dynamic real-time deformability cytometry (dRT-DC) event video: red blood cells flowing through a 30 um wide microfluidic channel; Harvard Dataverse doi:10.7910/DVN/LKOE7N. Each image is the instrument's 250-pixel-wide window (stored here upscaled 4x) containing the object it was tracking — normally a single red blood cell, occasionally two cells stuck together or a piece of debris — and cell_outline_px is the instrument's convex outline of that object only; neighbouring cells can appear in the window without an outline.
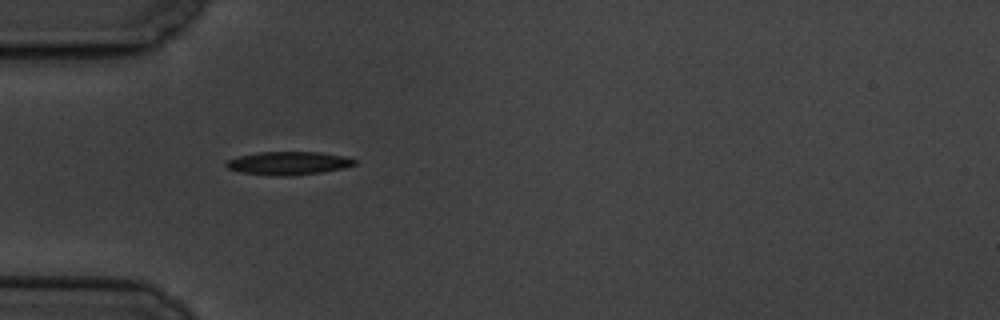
{"species": "common noctule bat (a hibernating species)", "species_latin": "Nyctalus noctula", "temperature_condition": "cold", "stored_images_in_passage": 7, "camera_frame_rate_fps": 3000, "um_per_image_px": 0.085, "animal": {"sex": "male", "body_mass_g": 19.5, "forearm_length_mm": 54.6}, "frame": {"image": 1, "passage_image": 5, "time_ms": 5.667, "image_size_px": [1000, 320], "cell_outline_px": [[356, 164], [344, 168], [320, 172], [288, 176], [280, 176], [244, 172], [228, 168], [224, 164], [228, 160], [240, 156], [260, 152], [320, 152], [344, 156], [356, 160]], "centroid_in_image_um": [24.55, 13.86], "position_along_channel_um": 60.4, "area_um2": 17.05}}
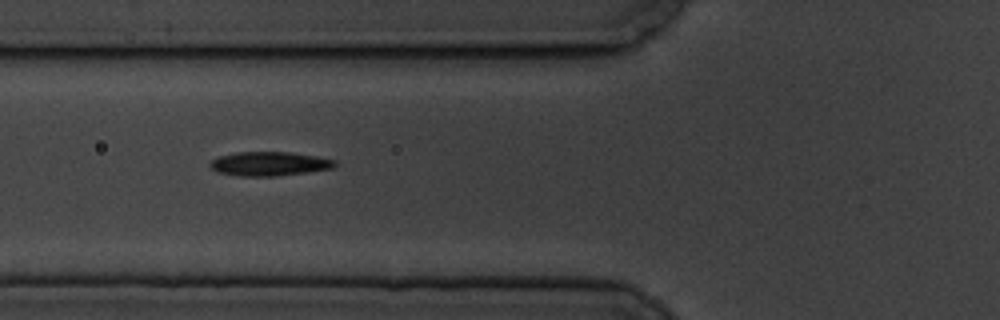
{"frame": {"image": 2, "passage_image": 6, "time_ms": 7.0, "image_size_px": [1000, 320], "cell_outline_px": [[336, 164], [332, 168], [308, 172], [276, 176], [240, 176], [220, 172], [212, 168], [208, 164], [212, 160], [220, 156], [236, 152], [288, 152], [316, 156], [336, 160]], "centroid_in_image_um": [22.91, 13.92], "position_along_channel_um": 102.9, "area_um2": 17.34}}
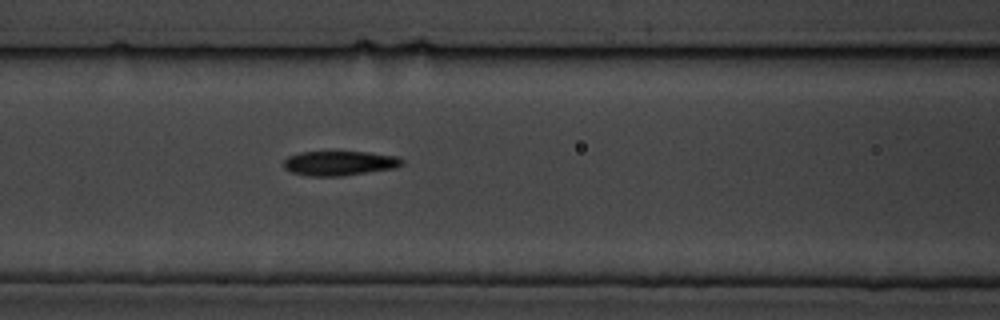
{"frame": {"image": 3, "passage_image": 7, "time_ms": 8.0, "image_size_px": [1000, 320], "cell_outline_px": [[404, 164], [396, 168], [344, 176], [308, 176], [292, 172], [284, 168], [284, 160], [288, 156], [300, 152], [368, 152], [400, 156], [404, 160]], "centroid_in_image_um": [28.91, 13.87], "position_along_channel_um": 137.7, "area_um2": 17.17}}